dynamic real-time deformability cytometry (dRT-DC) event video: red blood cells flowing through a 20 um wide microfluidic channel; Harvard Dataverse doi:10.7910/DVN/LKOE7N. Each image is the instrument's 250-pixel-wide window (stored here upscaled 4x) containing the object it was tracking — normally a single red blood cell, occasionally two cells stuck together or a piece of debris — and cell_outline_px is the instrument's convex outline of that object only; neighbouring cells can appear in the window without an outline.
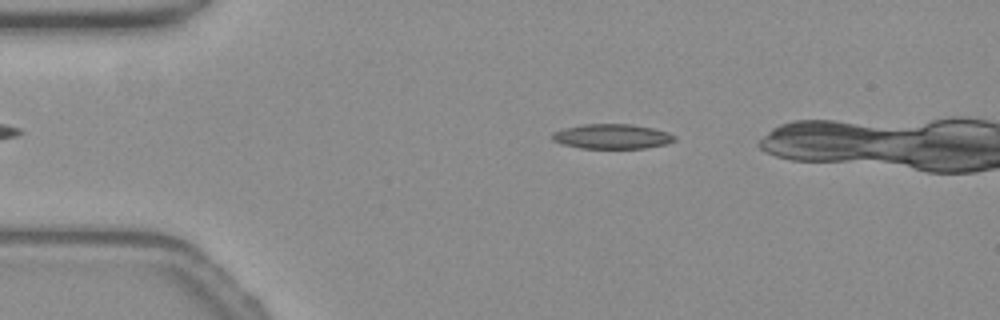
{"species": "common noctule bat (a hibernating species)", "species_latin": "Nyctalus noctula", "temperature_condition": "warm", "stored_images_in_passage": 39, "camera_frame_rate_fps": 3000, "um_per_image_px": 0.085, "animal": {"sex": "female", "body_mass_g": 19.3, "forearm_length_mm": 54.1}, "frame": {"image": 1, "passage_image": 8, "time_ms": 2.333, "image_size_px": [1000, 320], "cell_outline_px": [[676, 140], [664, 144], [644, 148], [580, 148], [564, 144], [552, 140], [552, 132], [564, 128], [584, 124], [628, 124], [652, 128], [668, 132], [676, 136]], "centroid_in_image_um": [52.01, 11.59], "position_along_channel_um": 33.0, "area_um2": 17.51}}
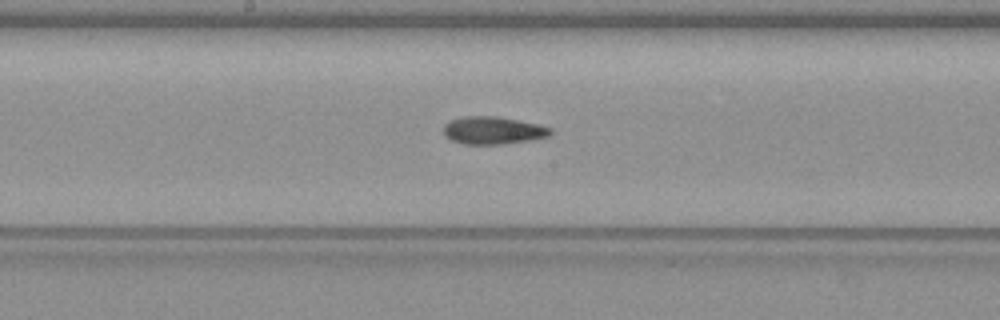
{"frame": {"image": 2, "passage_image": 25, "time_ms": 8.0, "image_size_px": [1000, 320], "cell_outline_px": [[552, 132], [548, 136], [528, 140], [500, 144], [464, 144], [452, 140], [444, 136], [444, 124], [448, 120], [460, 116], [496, 116], [536, 124], [552, 128]], "centroid_in_image_um": [41.84, 11.07], "position_along_channel_um": 206.4, "area_um2": 17.11}}
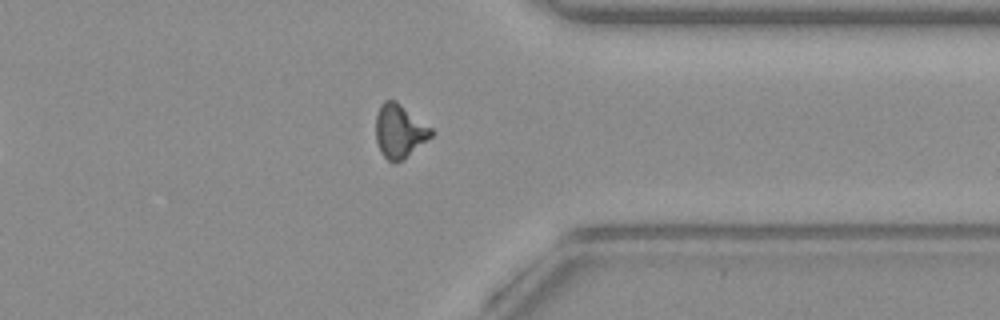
{"frame": {"image": 3, "passage_image": 39, "time_ms": 12.667, "image_size_px": [1000, 320], "cell_outline_px": [[432, 136], [400, 160], [392, 164], [380, 152], [376, 140], [376, 116], [380, 104], [384, 100], [396, 100], [432, 128]], "centroid_in_image_um": [33.92, 11.11], "position_along_channel_um": 377.5, "area_um2": 17.05}, "authors_computed_cell_mechanics": {"area_um2": 17.2244, "velocity_mm_per_s": 3.8204, "shape_relaxation_time_tau1_ms": null, "shape_relaxation_time_tau2_ms": 3.3904, "deformation_change_tau1": null, "deformation_change_tau2": 0.1039}}